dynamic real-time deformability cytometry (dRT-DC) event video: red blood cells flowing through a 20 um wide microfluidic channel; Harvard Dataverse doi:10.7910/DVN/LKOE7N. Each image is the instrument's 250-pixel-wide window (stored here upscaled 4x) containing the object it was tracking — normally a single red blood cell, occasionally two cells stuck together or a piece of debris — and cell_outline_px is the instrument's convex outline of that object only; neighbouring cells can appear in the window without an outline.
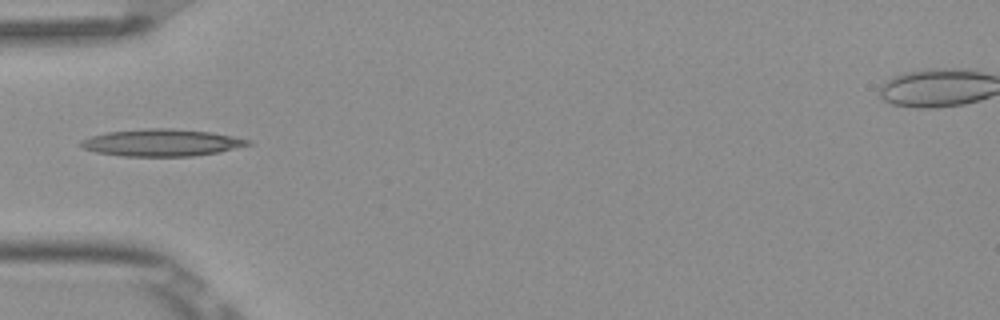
{"species": "Egyptian fruit bat (a non-hibernating species)", "species_latin": "Rousettus aegyptiacus", "temperature_condition": "room temperature", "stored_images_in_passage": 6, "camera_frame_rate_fps": 3000, "um_per_image_px": 0.085, "frame": {"image": 1, "passage_image": 5, "time_ms": 1.333, "image_size_px": [1000, 320], "cell_outline_px": [[252, 144], [220, 152], [192, 156], [120, 156], [96, 152], [84, 148], [80, 144], [80, 140], [92, 136], [108, 132], [148, 128], [172, 128], [212, 132], [232, 136], [248, 140]], "centroid_in_image_um": [13.74, 12.12], "position_along_channel_um": 71.3, "area_um2": 26.24}}
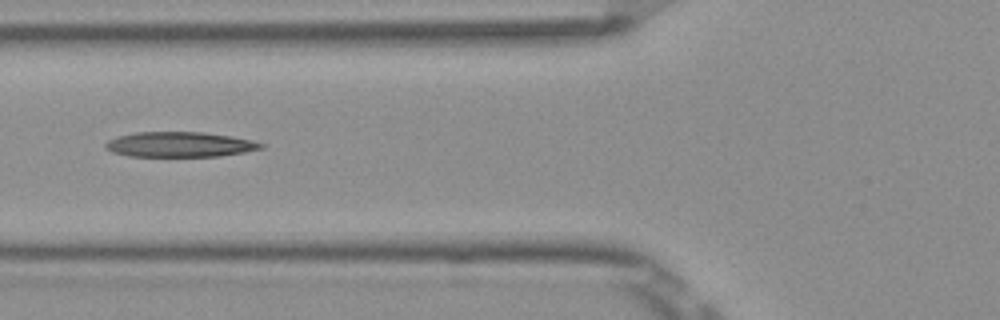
{"frame": {"image": 2, "passage_image": 6, "time_ms": 1.667, "image_size_px": [1000, 320], "cell_outline_px": [[264, 148], [244, 152], [220, 156], [128, 156], [112, 152], [104, 148], [104, 144], [108, 140], [120, 136], [136, 132], [204, 132], [232, 136], [252, 140], [264, 144]], "centroid_in_image_um": [15.28, 12.28], "position_along_channel_um": 110.5, "area_um2": 22.77}}